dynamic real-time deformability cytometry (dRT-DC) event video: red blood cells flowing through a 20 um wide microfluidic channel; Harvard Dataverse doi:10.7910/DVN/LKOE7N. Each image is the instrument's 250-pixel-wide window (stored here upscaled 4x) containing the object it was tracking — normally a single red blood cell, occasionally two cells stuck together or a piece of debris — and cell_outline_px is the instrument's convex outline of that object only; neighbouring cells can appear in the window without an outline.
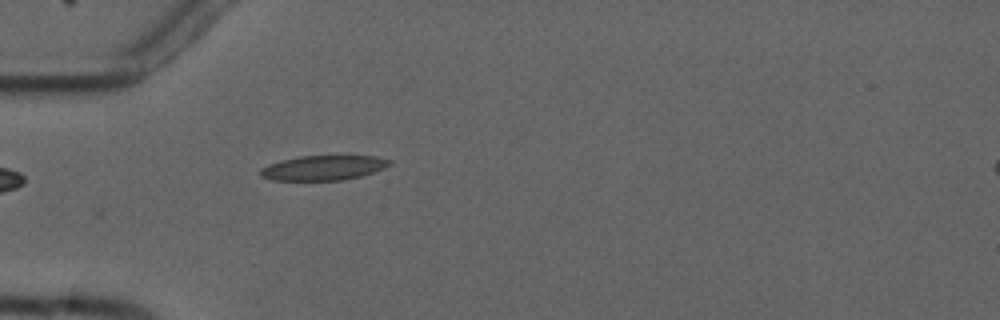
{"species": "common noctule bat (a hibernating species)", "species_latin": "Nyctalus noctula", "temperature_condition": "cold", "stored_images_in_passage": 4, "camera_frame_rate_fps": 3000, "um_per_image_px": 0.085, "animal": {"sex": "male", "forearm_length_mm": 52.5}, "frame": {"image": 1, "passage_image": 4, "time_ms": 4.333, "image_size_px": [1000, 320], "cell_outline_px": [[392, 164], [384, 168], [360, 176], [344, 180], [272, 180], [260, 176], [260, 168], [268, 164], [300, 156], [376, 156], [392, 160]], "centroid_in_image_um": [27.49, 14.26], "position_along_channel_um": 57.5, "area_um2": 18.55}}